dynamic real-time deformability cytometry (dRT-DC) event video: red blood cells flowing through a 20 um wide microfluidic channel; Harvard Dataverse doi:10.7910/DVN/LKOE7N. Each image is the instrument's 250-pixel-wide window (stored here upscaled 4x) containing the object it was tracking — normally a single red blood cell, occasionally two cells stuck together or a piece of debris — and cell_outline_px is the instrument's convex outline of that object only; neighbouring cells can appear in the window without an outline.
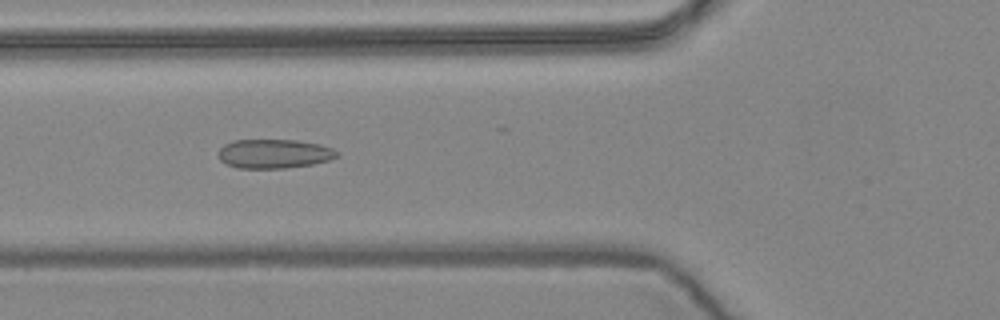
{"species": "common noctule bat (a hibernating species)", "species_latin": "Nyctalus noctula", "temperature_condition": "warm", "stored_images_in_passage": 40, "camera_frame_rate_fps": 3000, "um_per_image_px": 0.085, "animal": {"sex": "female", "body_mass_g": 24.6, "forearm_length_mm": 56.2}, "frame": {"image": 1, "passage_image": 10, "time_ms": 3.0, "image_size_px": [1000, 320], "cell_outline_px": [[340, 156], [328, 160], [312, 164], [284, 168], [236, 168], [220, 160], [216, 152], [224, 144], [232, 140], [296, 140], [320, 144], [332, 148], [340, 152]], "centroid_in_image_um": [23.29, 13.06], "position_along_channel_um": 102.5, "area_um2": 20.29}}
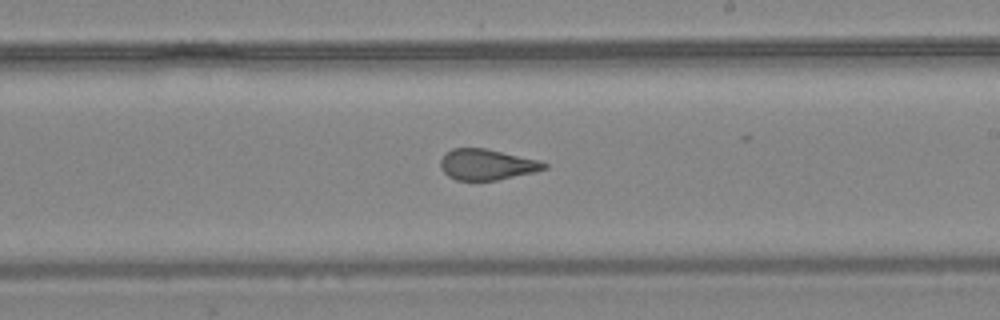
{"frame": {"image": 2, "passage_image": 22, "time_ms": 7.0, "image_size_px": [1000, 320], "cell_outline_px": [[548, 168], [536, 172], [496, 180], [456, 180], [448, 176], [440, 168], [440, 160], [444, 152], [452, 148], [484, 148], [540, 160], [548, 164]], "centroid_in_image_um": [41.37, 13.98], "position_along_channel_um": 247.6, "area_um2": 18.79}}
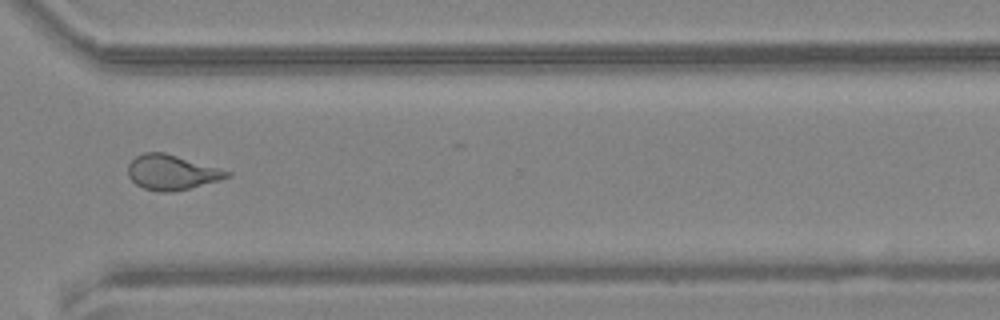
{"frame": {"image": 3, "passage_image": 31, "time_ms": 10.0, "image_size_px": [1000, 320], "cell_outline_px": [[232, 176], [188, 188], [172, 192], [160, 192], [144, 188], [136, 184], [128, 176], [128, 164], [136, 156], [144, 152], [164, 152], [220, 168], [232, 172]], "centroid_in_image_um": [14.58, 14.64], "position_along_channel_um": 356.0, "area_um2": 20.0}, "authors_computed_cell_mechanics": {"area_um2": 20.1433, "velocity_mm_per_s": 3.617, "shape_relaxation_time_tau1_ms": null, "shape_relaxation_time_tau2_ms": 1.1889, "deformation_change_tau1": null, "deformation_change_tau2": 0.0724}}